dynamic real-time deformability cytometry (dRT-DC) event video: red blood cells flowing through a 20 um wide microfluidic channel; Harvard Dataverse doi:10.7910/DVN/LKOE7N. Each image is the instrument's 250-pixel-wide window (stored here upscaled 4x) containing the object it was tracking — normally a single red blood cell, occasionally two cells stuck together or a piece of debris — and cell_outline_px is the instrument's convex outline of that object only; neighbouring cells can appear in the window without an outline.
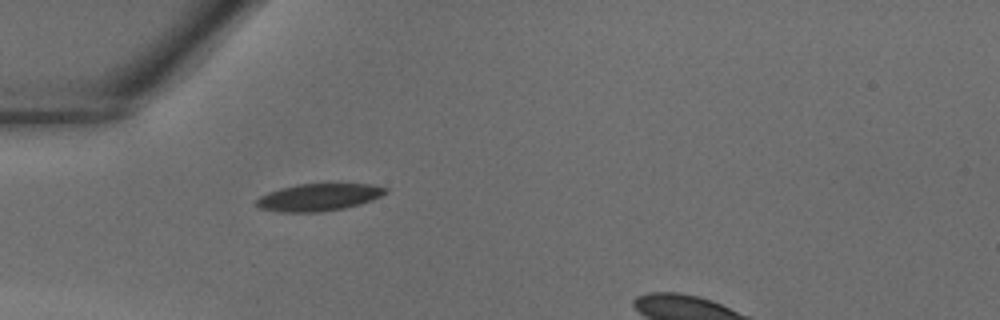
{"species": "common noctule bat (a hibernating species)", "species_latin": "Nyctalus noctula", "temperature_condition": "warm", "stored_images_in_passage": 26, "camera_frame_rate_fps": 3000, "um_per_image_px": 0.085, "animal": {"sex": "male", "body_mass_g": 18.8}, "frame": {"image": 1, "passage_image": 1, "time_ms": 0.0, "image_size_px": [1000, 320], "cell_outline_px": [[388, 192], [372, 200], [360, 204], [344, 208], [320, 212], [276, 212], [260, 208], [256, 204], [256, 200], [260, 196], [268, 192], [280, 188], [296, 184], [368, 184], [388, 188]], "centroid_in_image_um": [27.07, 16.77], "position_along_channel_um": 57.9, "area_um2": 20.52}}
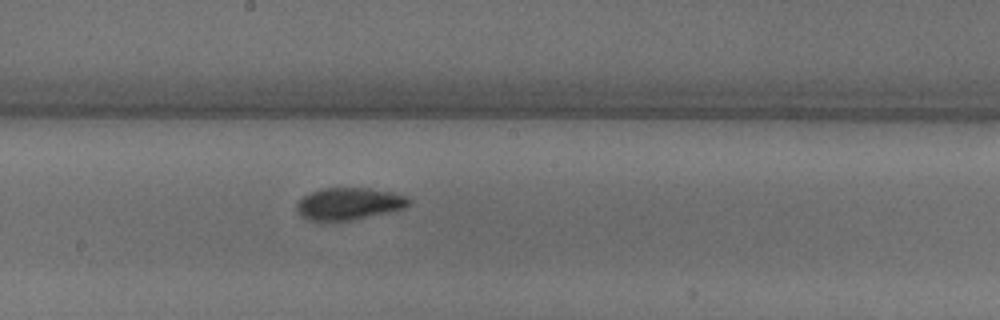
{"frame": {"image": 2, "passage_image": 11, "time_ms": 3.333, "image_size_px": [1000, 320], "cell_outline_px": [[412, 200], [404, 208], [352, 220], [308, 220], [300, 216], [296, 212], [296, 204], [304, 196], [312, 192], [324, 188], [368, 188], [392, 192], [404, 196]], "centroid_in_image_um": [29.63, 17.31], "position_along_channel_um": 218.6, "area_um2": 20.69}}
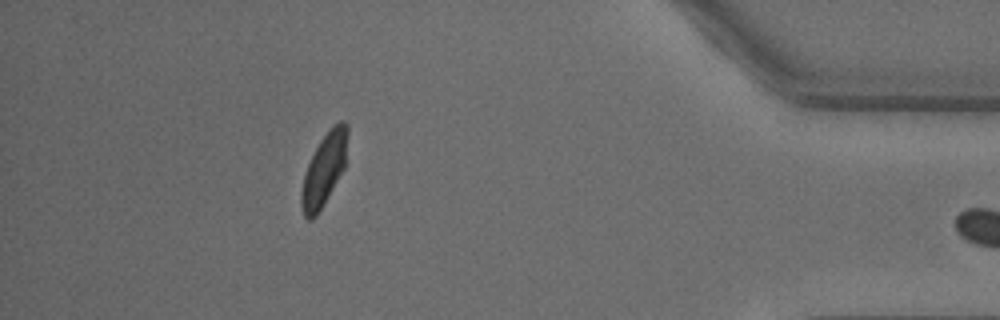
{"frame": {"image": 3, "passage_image": 25, "time_ms": 8.0, "image_size_px": [1000, 320], "cell_outline_px": [[348, 136], [344, 168], [316, 216], [312, 220], [308, 220], [304, 216], [300, 204], [300, 192], [304, 176], [308, 164], [320, 140], [332, 124], [340, 120], [344, 120], [348, 124]], "centroid_in_image_um": [27.55, 14.37], "position_along_channel_um": 407.7, "area_um2": 19.36}}